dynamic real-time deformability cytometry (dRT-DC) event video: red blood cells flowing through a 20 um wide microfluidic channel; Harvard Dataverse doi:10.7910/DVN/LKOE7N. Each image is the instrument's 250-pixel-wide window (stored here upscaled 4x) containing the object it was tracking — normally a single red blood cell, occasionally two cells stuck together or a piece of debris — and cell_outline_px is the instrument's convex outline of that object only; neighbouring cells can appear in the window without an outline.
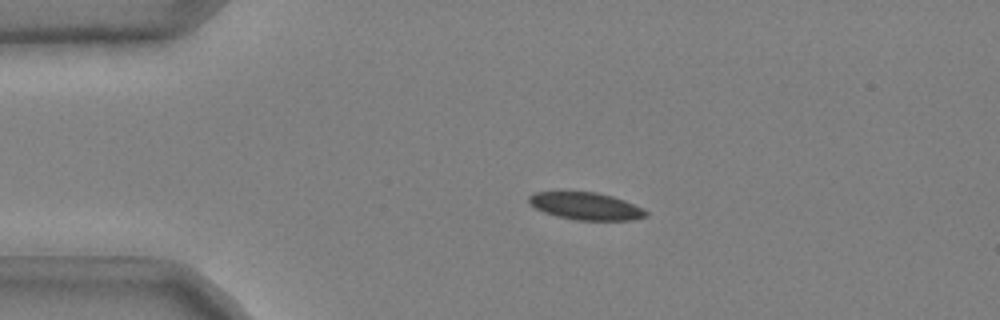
{"species": "common noctule bat (a hibernating species)", "species_latin": "Nyctalus noctula", "temperature_condition": "cold", "stored_images_in_passage": 42, "camera_frame_rate_fps": 3000, "um_per_image_px": 0.085, "animal": {"sex": "male", "body_mass_g": 20.4}, "frame": {"image": 1, "passage_image": 2, "time_ms": 0.333, "image_size_px": [1000, 320], "cell_outline_px": [[648, 216], [632, 220], [576, 220], [556, 216], [544, 212], [528, 204], [528, 196], [532, 192], [596, 192], [612, 196], [624, 200], [644, 208], [648, 212]], "centroid_in_image_um": [49.8, 17.52], "position_along_channel_um": 35.2, "area_um2": 18.79}}
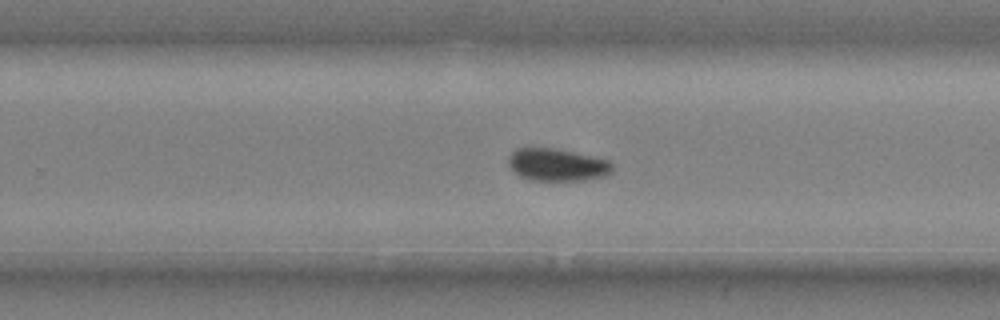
{"frame": {"image": 2, "passage_image": 25, "time_ms": 8.0, "image_size_px": [1000, 320], "cell_outline_px": [[612, 172], [608, 176], [584, 180], [528, 180], [512, 172], [508, 164], [508, 156], [516, 148], [556, 148], [592, 156], [608, 160], [612, 164]], "centroid_in_image_um": [47.34, 14.01], "position_along_channel_um": 282.5, "area_um2": 19.88}}
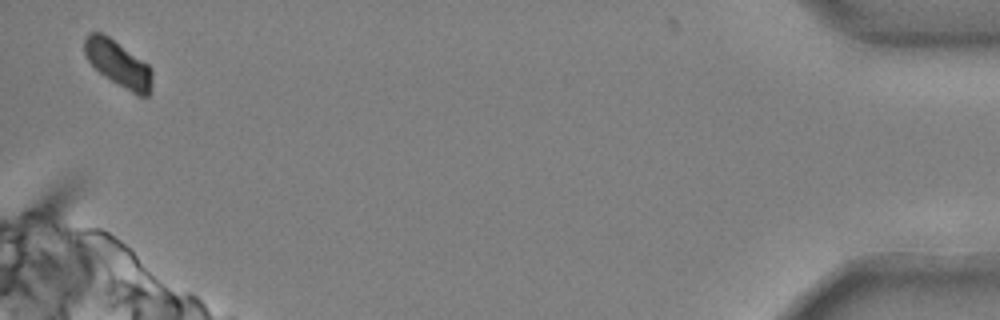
{"frame": {"image": 3, "passage_image": 42, "time_ms": 13.667, "image_size_px": [1000, 320], "cell_outline_px": [[152, 92], [148, 96], [136, 96], [104, 76], [88, 60], [84, 52], [84, 40], [88, 32], [100, 32], [108, 36], [148, 64], [152, 68]], "centroid_in_image_um": [10.08, 5.44], "position_along_channel_um": 425.1, "area_um2": 18.26}, "authors_computed_cell_mechanics": {"area_um2": 19.652, "velocity_mm_per_s": 3.6887, "shape_relaxation_time_tau1_ms": 10.6456, "shape_relaxation_time_tau2_ms": null, "deformation_change_tau1": 0.1623, "deformation_change_tau2": null}}